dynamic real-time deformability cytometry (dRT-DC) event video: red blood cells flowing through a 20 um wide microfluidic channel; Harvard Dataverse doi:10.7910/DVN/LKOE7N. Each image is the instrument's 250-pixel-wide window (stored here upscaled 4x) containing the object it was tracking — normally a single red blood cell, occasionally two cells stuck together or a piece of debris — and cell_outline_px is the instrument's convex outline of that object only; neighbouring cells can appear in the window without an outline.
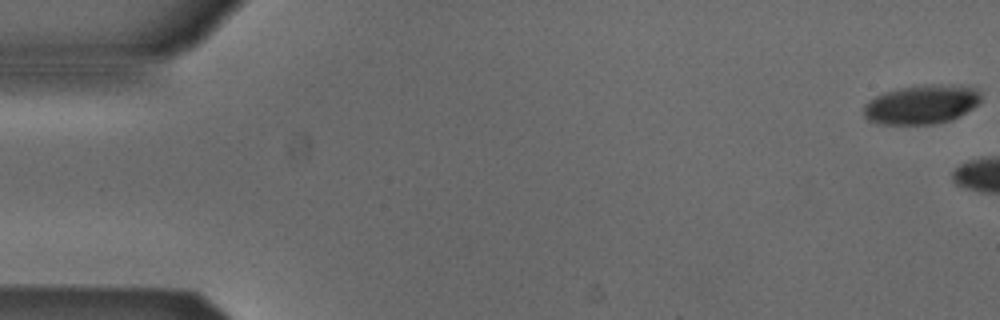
{"species": "Egyptian fruit bat (a non-hibernating species)", "species_latin": "Rousettus aegyptiacus", "temperature_condition": "cold", "stored_images_in_passage": 10, "camera_frame_rate_fps": 3000, "um_per_image_px": 0.085, "animal": {"sex": "male"}, "frame": {"image": 1, "passage_image": 1, "time_ms": 0.0, "image_size_px": [1000, 320], "cell_outline_px": [[980, 100], [972, 108], [948, 120], [932, 124], [884, 124], [868, 120], [864, 116], [864, 104], [876, 96], [884, 92], [904, 88], [932, 84], [968, 84], [980, 88]], "centroid_in_image_um": [78.37, 8.85], "position_along_channel_um": 6.6, "area_um2": 26.59}}